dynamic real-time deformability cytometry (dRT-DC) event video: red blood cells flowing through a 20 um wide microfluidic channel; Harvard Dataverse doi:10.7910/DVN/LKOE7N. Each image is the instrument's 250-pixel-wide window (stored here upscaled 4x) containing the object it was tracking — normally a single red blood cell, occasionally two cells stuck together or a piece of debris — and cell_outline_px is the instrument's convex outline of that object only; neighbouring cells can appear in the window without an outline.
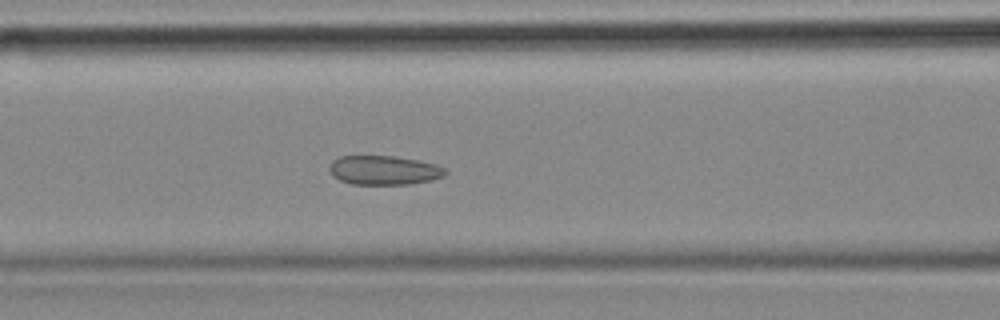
{"species": "common noctule bat (a hibernating species)", "species_latin": "Nyctalus noctula", "temperature_condition": "cold", "stored_images_in_passage": 45, "camera_frame_rate_fps": 3000, "um_per_image_px": 0.085, "animal": {"sex": "female", "body_mass_g": 18.4}, "frame": {"image": 1, "passage_image": 20, "time_ms": 6.333, "image_size_px": [1000, 320], "cell_outline_px": [[448, 172], [444, 176], [432, 180], [408, 184], [352, 184], [340, 180], [332, 176], [328, 168], [332, 160], [340, 156], [392, 156], [416, 160], [436, 164], [444, 168]], "centroid_in_image_um": [32.62, 14.47], "position_along_channel_um": 134.0, "area_um2": 19.71}, "authors_computed_cell_mechanics": {"area_um2": 20.6924, "velocity_mm_per_s": 3.5448, "shape_relaxation_time_tau1_ms": null, "shape_relaxation_time_tau2_ms": 1.9044, "deformation_change_tau1": null, "deformation_change_tau2": 0.075}}